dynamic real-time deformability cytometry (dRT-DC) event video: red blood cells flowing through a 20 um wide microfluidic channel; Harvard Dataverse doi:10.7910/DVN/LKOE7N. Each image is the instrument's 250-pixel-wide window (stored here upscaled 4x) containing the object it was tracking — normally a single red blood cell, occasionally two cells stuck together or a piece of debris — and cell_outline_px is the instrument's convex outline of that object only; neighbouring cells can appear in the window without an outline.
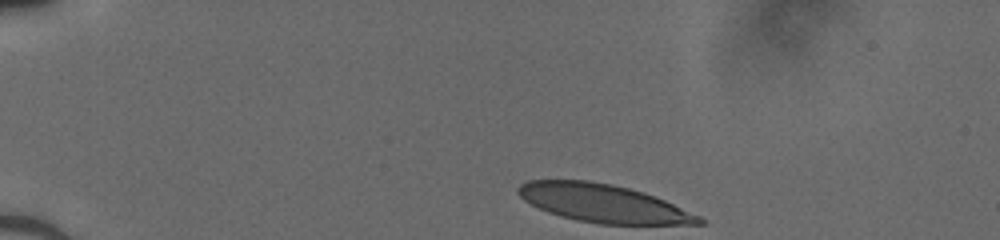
{"species": "human", "species_latin": "Homo sapiens", "temperature_condition": "cold", "stored_images_in_passage": 35, "camera_frame_rate_fps": 3000, "um_per_image_px": 0.085, "donor": {"sex": "male"}, "frame": {"image": 1, "passage_image": 1, "time_ms": 0.0, "image_size_px": [1000, 240], "cell_outline_px": [[704, 224], [600, 224], [576, 220], [560, 216], [548, 212], [524, 200], [516, 192], [516, 188], [520, 184], [528, 180], [588, 180], [612, 184], [644, 192], [664, 200], [700, 216], [704, 220]], "centroid_in_image_um": [51.25, 17.27], "position_along_channel_um": 33.8, "area_um2": 39.94}}
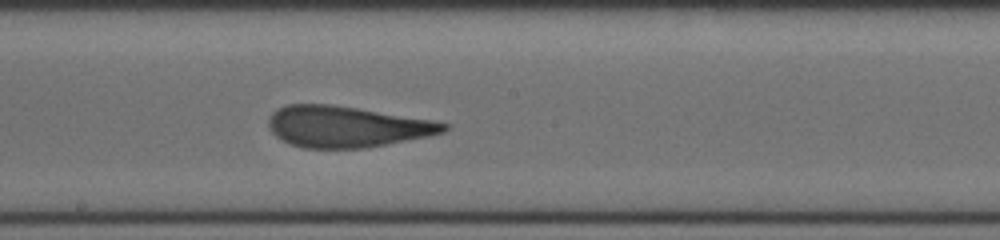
{"frame": {"image": 2, "passage_image": 20, "time_ms": 6.333, "image_size_px": [1000, 240], "cell_outline_px": [[448, 128], [444, 132], [428, 136], [368, 148], [300, 148], [288, 144], [276, 136], [272, 132], [268, 124], [268, 120], [272, 112], [288, 104], [328, 104], [356, 108], [432, 120], [448, 124]], "centroid_in_image_um": [29.43, 10.78], "position_along_channel_um": 218.8, "area_um2": 41.85}}
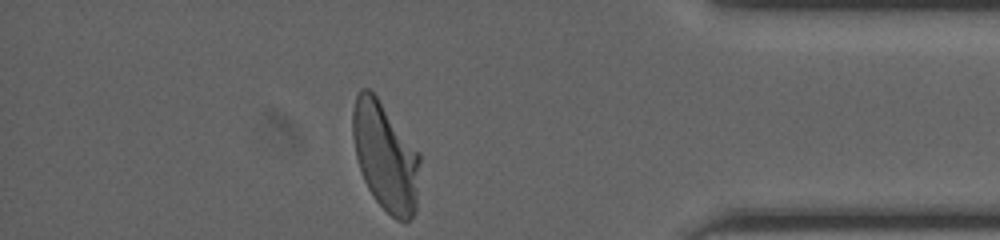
{"frame": {"image": 3, "passage_image": 35, "time_ms": 11.333, "image_size_px": [1000, 240], "cell_outline_px": [[420, 160], [416, 212], [408, 220], [396, 220], [372, 196], [364, 180], [356, 156], [352, 136], [352, 112], [356, 96], [360, 88], [368, 88], [376, 96], [420, 152]], "centroid_in_image_um": [32.76, 13.3], "position_along_channel_um": 402.4, "area_um2": 42.31}}